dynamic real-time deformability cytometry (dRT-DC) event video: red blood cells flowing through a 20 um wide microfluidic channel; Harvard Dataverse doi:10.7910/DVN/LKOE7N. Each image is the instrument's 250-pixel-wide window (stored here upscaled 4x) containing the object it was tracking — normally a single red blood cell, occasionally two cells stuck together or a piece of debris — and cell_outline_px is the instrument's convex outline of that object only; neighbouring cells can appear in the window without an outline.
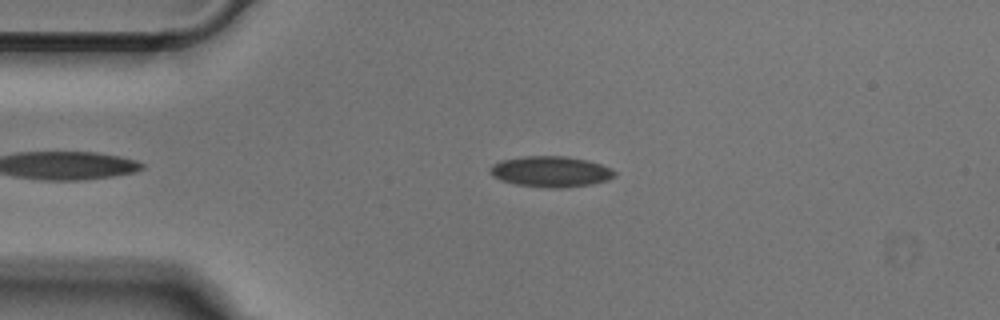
{"species": "Egyptian fruit bat (a non-hibernating species)", "species_latin": "Rousettus aegyptiacus", "temperature_condition": "cold", "stored_images_in_passage": 38, "camera_frame_rate_fps": 3000, "um_per_image_px": 0.085, "animal": {"sex": "male"}, "frame": {"image": 1, "passage_image": 2, "time_ms": 0.333, "image_size_px": [1000, 320], "cell_outline_px": [[616, 176], [608, 180], [592, 184], [560, 188], [548, 188], [516, 184], [492, 176], [488, 172], [488, 168], [492, 164], [500, 160], [524, 156], [568, 156], [588, 160], [612, 168], [616, 172]], "centroid_in_image_um": [46.82, 14.58], "position_along_channel_um": 38.2, "area_um2": 22.54}}
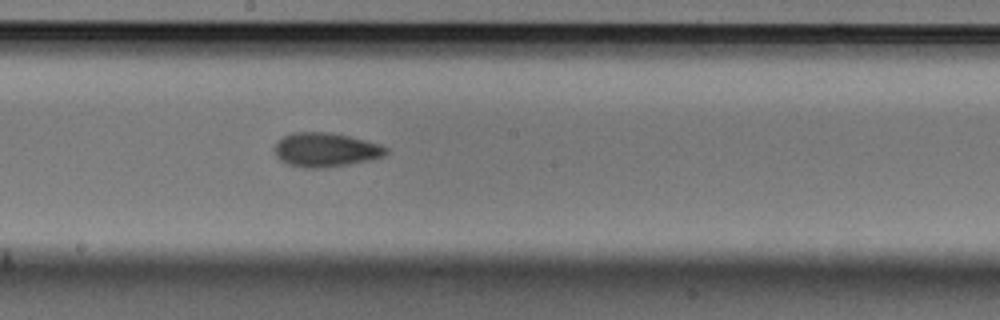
{"frame": {"image": 2, "passage_image": 18, "time_ms": 5.667, "image_size_px": [1000, 320], "cell_outline_px": [[388, 152], [384, 156], [372, 160], [324, 168], [304, 168], [284, 164], [276, 156], [276, 144], [284, 136], [296, 132], [328, 132], [348, 136], [380, 144], [388, 148]], "centroid_in_image_um": [27.7, 12.75], "position_along_channel_um": 220.5, "area_um2": 22.14}}
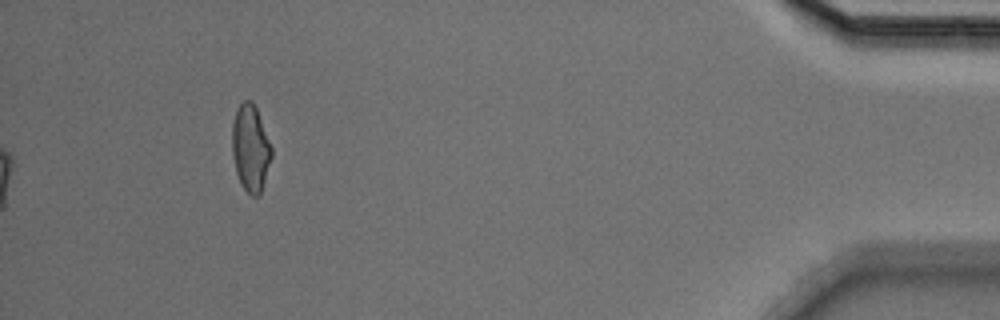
{"frame": {"image": 3, "passage_image": 38, "time_ms": 12.333, "image_size_px": [1000, 320], "cell_outline_px": [[272, 156], [260, 196], [252, 196], [244, 188], [236, 172], [232, 156], [232, 124], [236, 112], [240, 104], [244, 100], [252, 100], [256, 108], [272, 148]], "centroid_in_image_um": [21.29, 12.6], "position_along_channel_um": 413.9, "area_um2": 19.77}}